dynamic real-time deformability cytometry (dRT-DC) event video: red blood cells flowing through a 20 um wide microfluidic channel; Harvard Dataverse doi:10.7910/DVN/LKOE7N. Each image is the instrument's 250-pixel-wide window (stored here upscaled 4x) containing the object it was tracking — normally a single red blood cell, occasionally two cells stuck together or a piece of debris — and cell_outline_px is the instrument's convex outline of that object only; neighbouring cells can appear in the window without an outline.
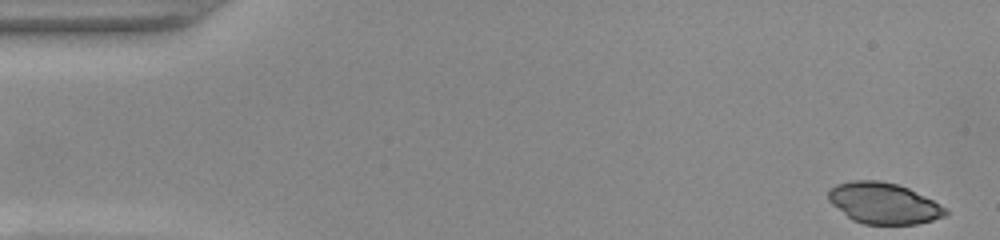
{"species": "common noctule bat (a hibernating species)", "species_latin": "Nyctalus noctula", "temperature_condition": "warm", "stored_images_in_passage": 51, "camera_frame_rate_fps": 3000, "um_per_image_px": 0.085, "animal": {"sex": "female", "body_mass_g": 22.0, "forearm_length_mm": 56.7}, "frame": {"image": 1, "passage_image": 1, "time_ms": 0.0, "image_size_px": [1000, 240], "cell_outline_px": [[948, 212], [944, 216], [932, 220], [916, 224], [864, 224], [852, 220], [832, 204], [828, 200], [828, 192], [836, 184], [852, 180], [880, 180], [896, 184], [908, 188], [948, 208]], "centroid_in_image_um": [75.1, 17.27], "position_along_channel_um": 9.9, "area_um2": 27.92}}
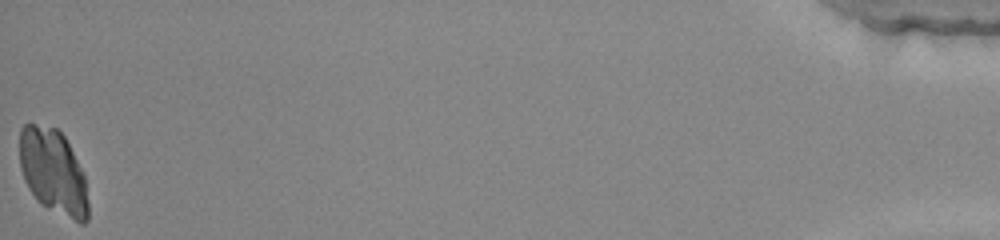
{"frame": {"image": 2, "passage_image": 51, "time_ms": 16.667, "image_size_px": [1000, 240], "cell_outline_px": [[88, 220], [84, 224], [80, 224], [48, 208], [28, 188], [24, 180], [20, 168], [20, 128], [24, 124], [36, 124], [56, 128], [64, 136], [84, 176], [88, 204]], "centroid_in_image_um": [4.51, 14.6], "position_along_channel_um": 430.7, "area_um2": 33.52}}